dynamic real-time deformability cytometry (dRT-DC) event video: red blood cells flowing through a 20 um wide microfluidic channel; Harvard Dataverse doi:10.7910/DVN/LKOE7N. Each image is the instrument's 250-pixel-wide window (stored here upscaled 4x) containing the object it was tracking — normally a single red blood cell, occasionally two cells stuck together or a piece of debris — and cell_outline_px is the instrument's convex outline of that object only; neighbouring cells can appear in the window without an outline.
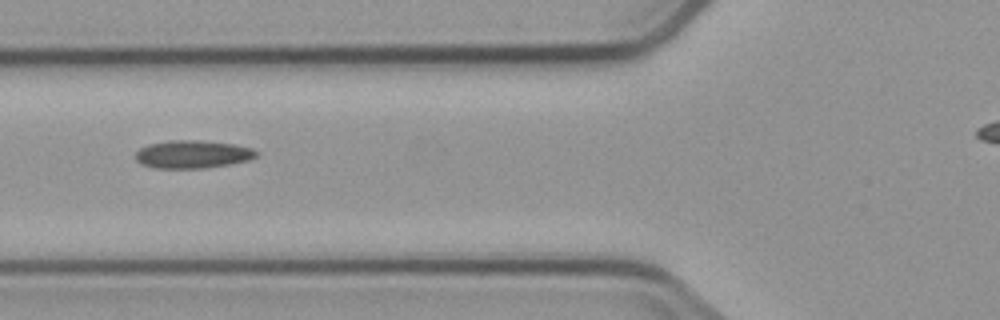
{"species": "common noctule bat (a hibernating species)", "species_latin": "Nyctalus noctula", "temperature_condition": "cold", "stored_images_in_passage": 6, "camera_frame_rate_fps": 3000, "um_per_image_px": 0.085, "animal": {"sex": "male", "body_mass_g": 23.1, "forearm_length_mm": 52.7}, "frame": {"image": 1, "passage_image": 3, "time_ms": 2.333, "image_size_px": [1000, 320], "cell_outline_px": [[260, 152], [256, 156], [248, 160], [228, 164], [204, 168], [156, 168], [144, 164], [136, 160], [136, 152], [140, 148], [148, 144], [168, 140], [200, 140], [232, 144], [252, 148]], "centroid_in_image_um": [16.37, 13.1], "position_along_channel_um": 109.4, "area_um2": 19.54}}
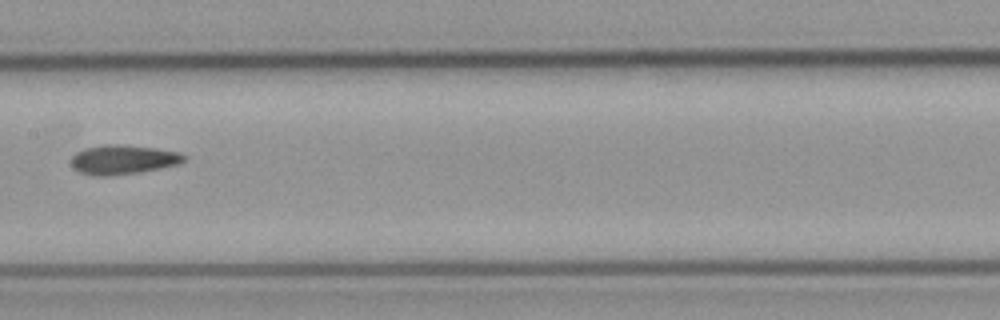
{"frame": {"image": 2, "passage_image": 5, "time_ms": 4.667, "image_size_px": [1000, 320], "cell_outline_px": [[188, 156], [180, 164], [140, 172], [104, 176], [100, 176], [80, 172], [72, 164], [72, 156], [76, 152], [84, 148], [104, 144], [124, 144], [156, 148], [180, 152]], "centroid_in_image_um": [10.51, 13.54], "position_along_channel_um": 196.9, "area_um2": 19.31}}
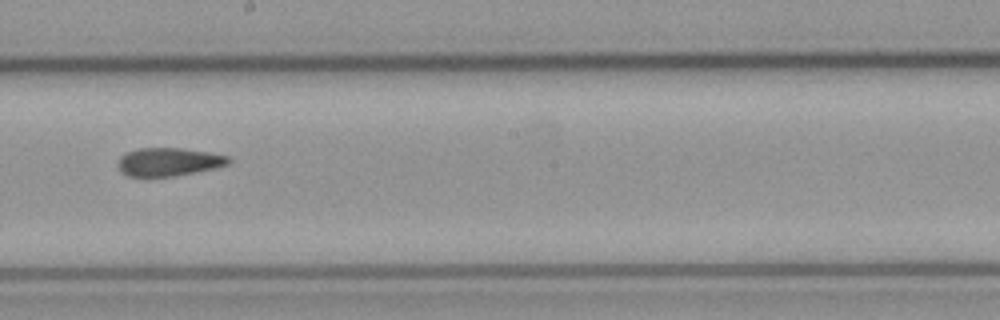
{"frame": {"image": 3, "passage_image": 6, "time_ms": 5.667, "image_size_px": [1000, 320], "cell_outline_px": [[232, 160], [228, 164], [212, 168], [172, 176], [128, 176], [120, 172], [116, 164], [120, 156], [128, 152], [140, 148], [180, 148], [208, 152], [228, 156]], "centroid_in_image_um": [14.28, 13.75], "position_along_channel_um": 233.9, "area_um2": 17.98}}